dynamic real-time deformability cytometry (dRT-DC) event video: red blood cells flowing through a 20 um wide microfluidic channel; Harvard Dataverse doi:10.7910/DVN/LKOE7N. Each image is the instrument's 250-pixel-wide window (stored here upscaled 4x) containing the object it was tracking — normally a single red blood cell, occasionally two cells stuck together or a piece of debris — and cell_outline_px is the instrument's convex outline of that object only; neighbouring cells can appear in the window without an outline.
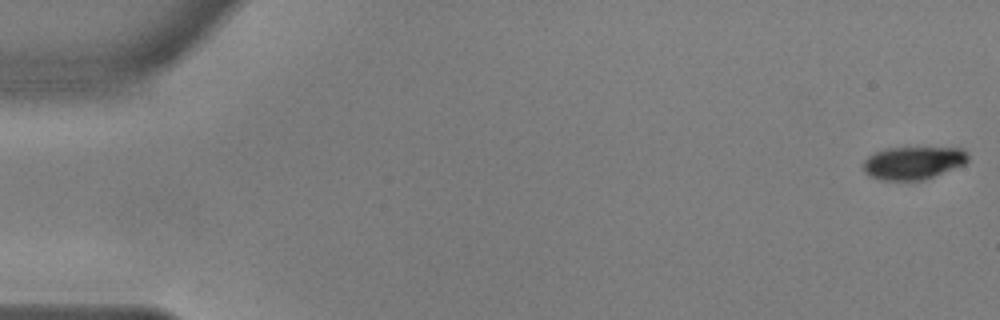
{"species": "common noctule bat (a hibernating species)", "species_latin": "Nyctalus noctula", "temperature_condition": "warm", "stored_images_in_passage": 56, "camera_frame_rate_fps": 3000, "um_per_image_px": 0.085, "animal": {"sex": "male", "body_mass_g": 17.9, "forearm_length_mm": 54.2}, "frame": {"image": 1, "passage_image": 1, "time_ms": 0.0, "image_size_px": [1000, 320], "cell_outline_px": [[968, 160], [964, 164], [924, 180], [880, 180], [868, 176], [864, 172], [864, 160], [868, 156], [876, 152], [888, 148], [960, 148], [968, 156]], "centroid_in_image_um": [77.58, 13.86], "position_along_channel_um": 7.4, "area_um2": 19.83}}
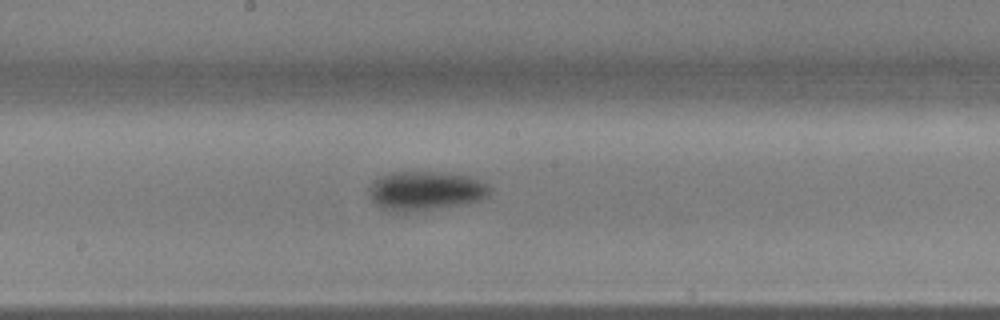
{"frame": {"image": 2, "passage_image": 30, "time_ms": 9.667, "image_size_px": [1000, 320], "cell_outline_px": [[492, 192], [488, 196], [480, 200], [460, 204], [404, 212], [384, 208], [376, 204], [368, 196], [368, 188], [380, 176], [392, 172], [444, 172], [468, 176], [484, 180], [492, 188]], "centroid_in_image_um": [36.21, 16.19], "position_along_channel_um": 212.0, "area_um2": 27.34}}
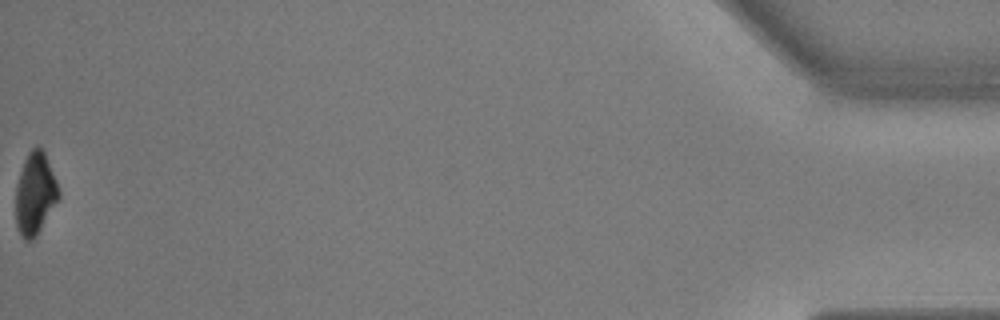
{"frame": {"image": 3, "passage_image": 56, "time_ms": 18.333, "image_size_px": [1000, 320], "cell_outline_px": [[60, 196], [36, 236], [32, 240], [24, 240], [20, 236], [16, 224], [16, 184], [24, 160], [28, 152], [36, 144], [44, 152], [56, 180], [60, 192]], "centroid_in_image_um": [2.97, 16.46], "position_along_channel_um": 432.2, "area_um2": 20.4}, "authors_computed_cell_mechanics": {"area_um2": 24.3338, "velocity_mm_per_s": 3.6553, "shape_relaxation_time_tau1_ms": 4.9311, "shape_relaxation_time_tau2_ms": 8.976, "deformation_change_tau1": 0.194, "deformation_change_tau2": 0.0484}}